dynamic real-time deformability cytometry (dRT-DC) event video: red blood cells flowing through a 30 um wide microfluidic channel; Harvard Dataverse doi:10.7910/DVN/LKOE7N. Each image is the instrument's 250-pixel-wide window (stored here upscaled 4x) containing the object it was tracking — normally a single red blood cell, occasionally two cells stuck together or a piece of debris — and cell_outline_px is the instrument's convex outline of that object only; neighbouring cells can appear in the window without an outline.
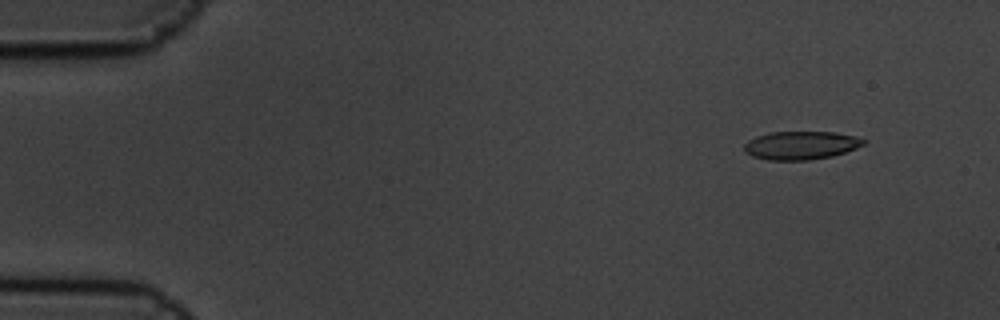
{"species": "common noctule bat (a hibernating species)", "species_latin": "Nyctalus noctula", "temperature_condition": "cold", "stored_images_in_passage": 6, "camera_frame_rate_fps": 3000, "um_per_image_px": 0.085, "animal": {"sex": "male", "body_mass_g": 19.5, "forearm_length_mm": 54.6}, "frame": {"image": 1, "passage_image": 1, "time_ms": 0.0, "image_size_px": [1000, 320], "cell_outline_px": [[868, 140], [864, 144], [856, 148], [832, 156], [808, 160], [768, 160], [752, 156], [744, 152], [744, 144], [748, 140], [756, 136], [768, 132], [836, 132], [856, 136]], "centroid_in_image_um": [68.07, 12.35], "position_along_channel_um": 16.9, "area_um2": 19.83}}
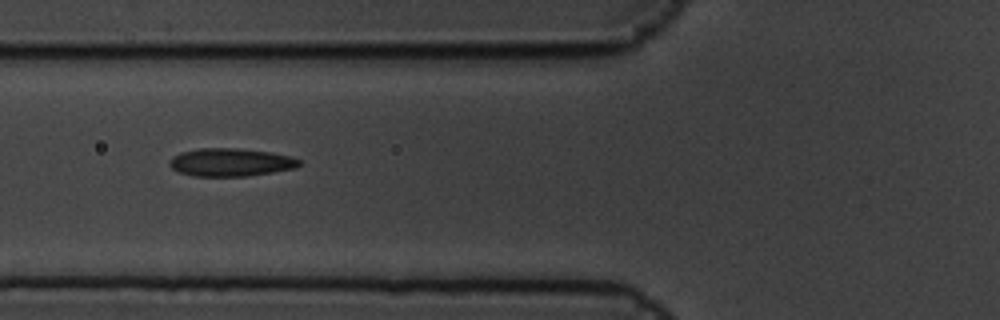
{"frame": {"image": 2, "passage_image": 5, "time_ms": 1.333, "image_size_px": [1000, 320], "cell_outline_px": [[304, 164], [296, 168], [248, 176], [196, 176], [180, 172], [172, 168], [168, 164], [172, 156], [180, 152], [200, 148], [236, 148], [272, 152], [288, 156], [300, 160]], "centroid_in_image_um": [19.62, 13.79], "position_along_channel_um": 106.2, "area_um2": 21.21}}
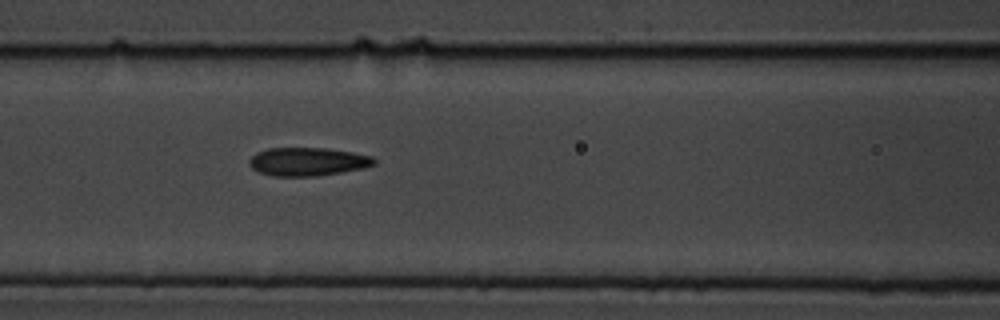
{"frame": {"image": 3, "passage_image": 6, "time_ms": 1.667, "image_size_px": [1000, 320], "cell_outline_px": [[376, 164], [364, 168], [316, 176], [272, 176], [256, 172], [248, 164], [248, 160], [256, 152], [268, 148], [324, 148], [352, 152], [372, 156], [376, 160]], "centroid_in_image_um": [26.12, 13.74], "position_along_channel_um": 140.5, "area_um2": 20.75}}